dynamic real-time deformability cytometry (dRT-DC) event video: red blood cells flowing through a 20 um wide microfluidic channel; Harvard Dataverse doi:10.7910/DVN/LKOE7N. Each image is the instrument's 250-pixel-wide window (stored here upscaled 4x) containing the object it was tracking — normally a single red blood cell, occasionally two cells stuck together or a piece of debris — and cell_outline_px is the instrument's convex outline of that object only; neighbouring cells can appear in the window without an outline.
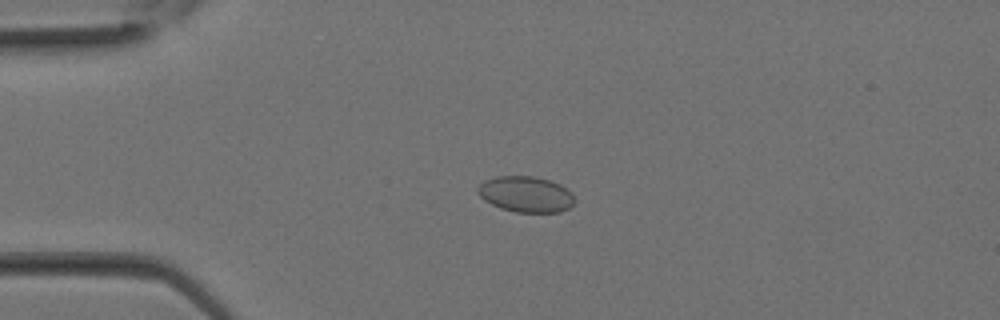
{"species": "Egyptian fruit bat (a non-hibernating species)", "species_latin": "Rousettus aegyptiacus", "temperature_condition": "room temperature", "stored_images_in_passage": 11, "camera_frame_rate_fps": 3000, "um_per_image_px": 0.085, "animal": {"sex": "female"}, "frame": {"image": 1, "passage_image": 7, "time_ms": 2.0, "image_size_px": [1000, 320], "cell_outline_px": [[576, 200], [568, 208], [560, 212], [516, 212], [500, 208], [484, 200], [476, 192], [476, 188], [484, 180], [496, 176], [532, 176], [548, 180], [560, 184], [572, 192]], "centroid_in_image_um": [44.68, 16.51], "position_along_channel_um": 40.3, "area_um2": 20.35}}
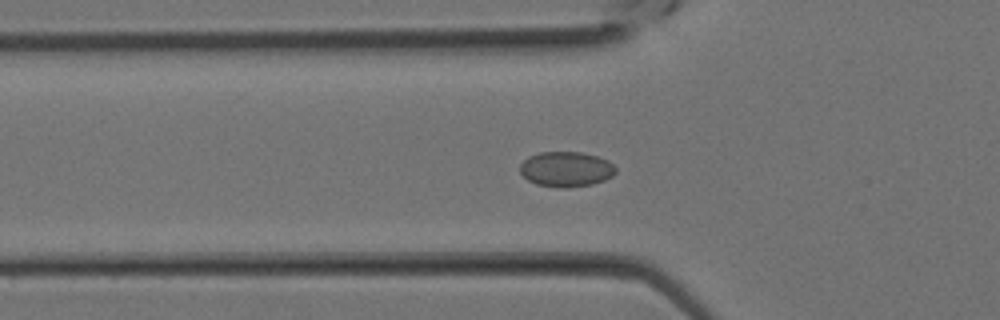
{"frame": {"image": 2, "passage_image": 10, "time_ms": 3.0, "image_size_px": [1000, 320], "cell_outline_px": [[616, 172], [612, 176], [604, 180], [592, 184], [568, 188], [560, 188], [536, 184], [528, 180], [520, 172], [520, 164], [528, 156], [540, 152], [580, 152], [596, 156], [608, 160], [616, 168]], "centroid_in_image_um": [48.11, 14.38], "position_along_channel_um": 77.7, "area_um2": 19.65}}